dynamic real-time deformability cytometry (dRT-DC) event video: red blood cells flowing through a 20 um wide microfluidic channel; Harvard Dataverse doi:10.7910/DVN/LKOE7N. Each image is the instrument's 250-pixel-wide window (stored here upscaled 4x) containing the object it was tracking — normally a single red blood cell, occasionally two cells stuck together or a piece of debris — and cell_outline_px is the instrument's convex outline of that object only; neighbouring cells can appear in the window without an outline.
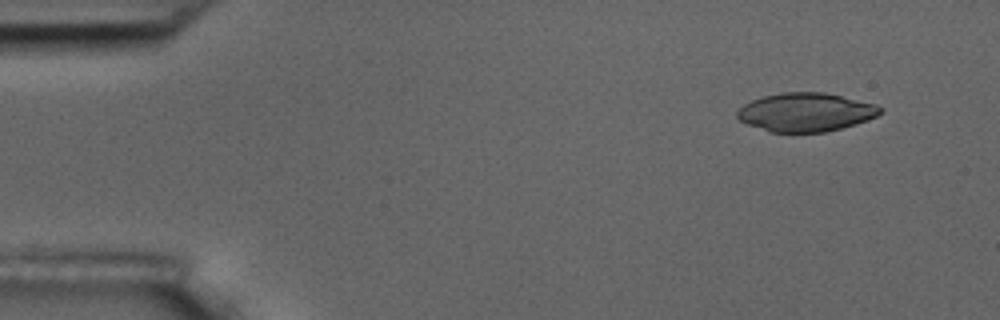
{"species": "common noctule bat (a hibernating species)", "species_latin": "Nyctalus noctula", "temperature_condition": "room temperature", "stored_images_in_passage": 5, "camera_frame_rate_fps": 3000, "um_per_image_px": 0.085, "animal": {"sex": "male", "body_mass_g": 17.5, "forearm_length_mm": 52.3}, "frame": {"image": 1, "passage_image": 1, "time_ms": 0.0, "image_size_px": [1000, 320], "cell_outline_px": [[884, 112], [868, 120], [856, 124], [824, 132], [772, 132], [748, 124], [740, 120], [736, 116], [736, 112], [744, 104], [760, 96], [780, 92], [824, 92], [876, 104], [884, 108]], "centroid_in_image_um": [68.51, 9.52], "position_along_channel_um": 16.5, "area_um2": 32.25}}